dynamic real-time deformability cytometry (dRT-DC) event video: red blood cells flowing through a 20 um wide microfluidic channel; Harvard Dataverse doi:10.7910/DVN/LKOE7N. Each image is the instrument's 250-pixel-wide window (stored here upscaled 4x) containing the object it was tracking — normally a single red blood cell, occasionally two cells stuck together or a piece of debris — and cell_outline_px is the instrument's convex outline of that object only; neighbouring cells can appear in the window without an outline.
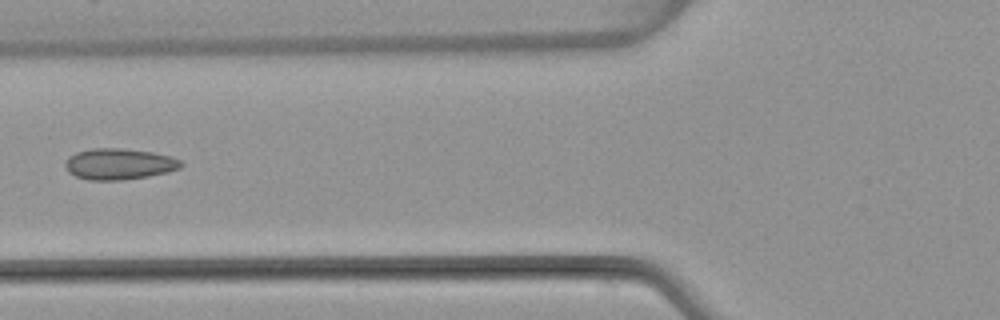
{"species": "common noctule bat (a hibernating species)", "species_latin": "Nyctalus noctula", "temperature_condition": "warm", "stored_images_in_passage": 6, "camera_frame_rate_fps": 3000, "um_per_image_px": 0.085, "animal": {"sex": "female", "body_mass_g": 22.7, "forearm_length_mm": 54.2}, "frame": {"image": 1, "passage_image": 5, "time_ms": 5.667, "image_size_px": [1000, 320], "cell_outline_px": [[184, 164], [180, 168], [168, 172], [148, 176], [120, 180], [88, 180], [76, 176], [68, 172], [64, 164], [68, 156], [76, 152], [92, 148], [120, 148], [152, 152], [172, 156], [180, 160]], "centroid_in_image_um": [10.12, 13.93], "position_along_channel_um": 115.7, "area_um2": 21.1}}
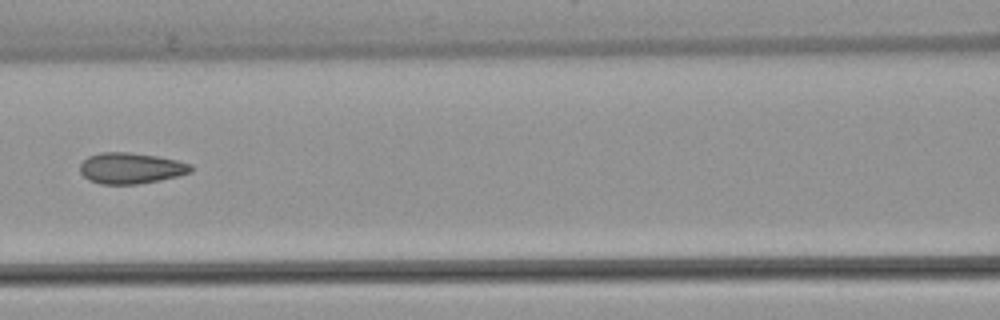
{"frame": {"image": 2, "passage_image": 6, "time_ms": 6.667, "image_size_px": [1000, 320], "cell_outline_px": [[192, 172], [160, 180], [136, 184], [100, 184], [88, 180], [80, 172], [80, 164], [88, 156], [100, 152], [128, 152], [156, 156], [176, 160], [192, 164]], "centroid_in_image_um": [11.1, 14.29], "position_along_channel_um": 155.5, "area_um2": 20.0}}